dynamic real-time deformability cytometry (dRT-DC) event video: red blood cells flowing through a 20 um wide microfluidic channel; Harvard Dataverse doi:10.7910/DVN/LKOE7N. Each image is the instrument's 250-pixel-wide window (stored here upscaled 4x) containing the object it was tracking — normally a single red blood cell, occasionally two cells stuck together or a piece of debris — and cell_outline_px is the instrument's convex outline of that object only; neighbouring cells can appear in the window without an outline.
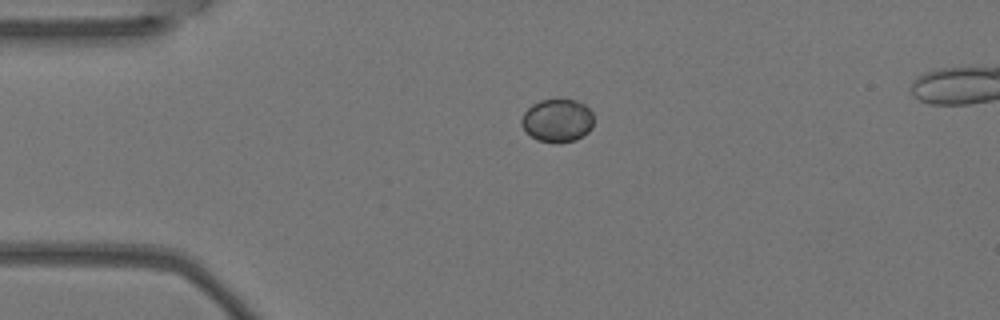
{"species": "Egyptian fruit bat (a non-hibernating species)", "species_latin": "Rousettus aegyptiacus", "temperature_condition": "warm", "stored_images_in_passage": 3, "camera_frame_rate_fps": 3000, "um_per_image_px": 0.085, "animal": {"sex": "female"}, "frame": {"image": 1, "passage_image": 1, "time_ms": 0.0, "image_size_px": [1000, 320], "cell_outline_px": [[592, 128], [588, 132], [576, 140], [536, 140], [524, 132], [520, 124], [520, 120], [524, 112], [532, 104], [540, 100], [576, 100], [584, 104], [592, 112]], "centroid_in_image_um": [47.33, 10.22], "position_along_channel_um": 37.7, "area_um2": 17.86}}